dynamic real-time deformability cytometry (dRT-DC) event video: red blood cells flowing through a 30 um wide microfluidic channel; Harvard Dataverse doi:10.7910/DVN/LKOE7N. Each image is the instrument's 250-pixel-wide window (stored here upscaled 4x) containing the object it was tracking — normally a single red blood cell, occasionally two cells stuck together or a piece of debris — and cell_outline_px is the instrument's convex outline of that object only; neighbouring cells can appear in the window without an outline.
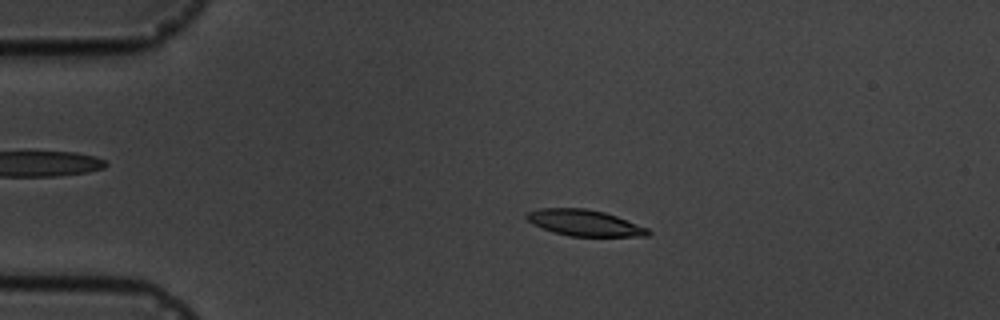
{"species": "common noctule bat (a hibernating species)", "species_latin": "Nyctalus noctula", "temperature_condition": "cold", "stored_images_in_passage": 11, "camera_frame_rate_fps": 3000, "um_per_image_px": 0.085, "animal": {"sex": "male", "body_mass_g": 19.5, "forearm_length_mm": 54.6}, "frame": {"image": 1, "passage_image": 3, "time_ms": 2.333, "image_size_px": [1000, 320], "cell_outline_px": [[652, 232], [648, 236], [568, 236], [552, 232], [532, 224], [524, 216], [528, 212], [540, 208], [584, 208], [604, 212], [616, 216], [648, 228]], "centroid_in_image_um": [49.66, 18.95], "position_along_channel_um": 35.3, "area_um2": 18.5}}
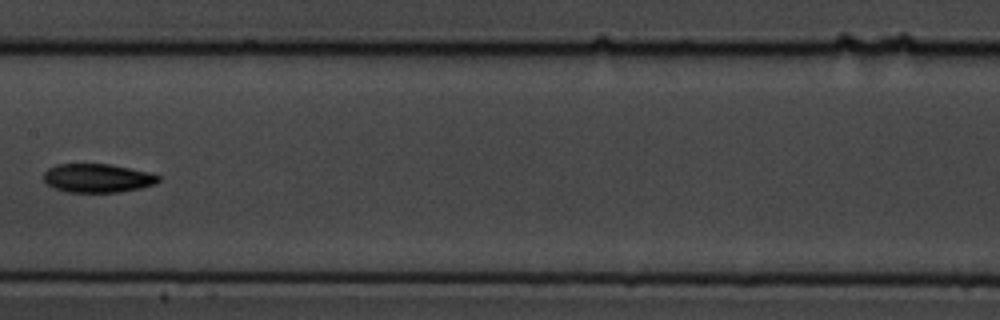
{"frame": {"image": 2, "passage_image": 8, "time_ms": 8.0, "image_size_px": [1000, 320], "cell_outline_px": [[160, 180], [156, 184], [140, 188], [120, 192], [68, 192], [56, 188], [48, 184], [44, 180], [44, 172], [48, 168], [56, 164], [108, 164], [152, 172], [160, 176]], "centroid_in_image_um": [8.33, 15.13], "position_along_channel_um": 199.1, "area_um2": 19.25}}
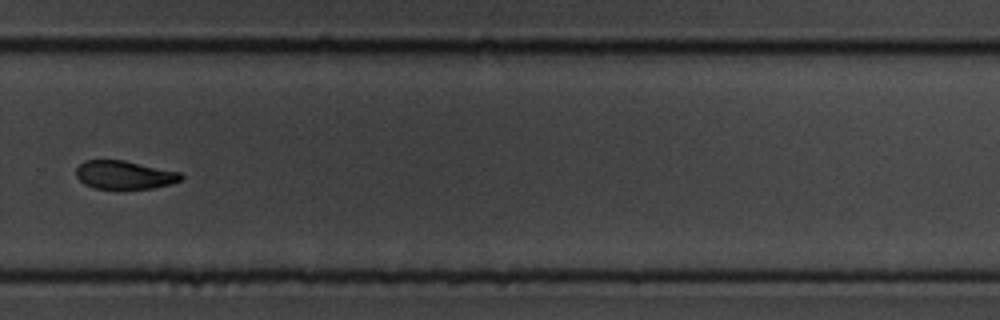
{"frame": {"image": 3, "passage_image": 11, "time_ms": 11.333, "image_size_px": [1000, 320], "cell_outline_px": [[184, 176], [180, 180], [172, 184], [152, 188], [116, 192], [92, 188], [84, 184], [76, 176], [76, 168], [84, 160], [124, 160], [180, 172]], "centroid_in_image_um": [10.55, 14.92], "position_along_channel_um": 319.3, "area_um2": 18.15}}